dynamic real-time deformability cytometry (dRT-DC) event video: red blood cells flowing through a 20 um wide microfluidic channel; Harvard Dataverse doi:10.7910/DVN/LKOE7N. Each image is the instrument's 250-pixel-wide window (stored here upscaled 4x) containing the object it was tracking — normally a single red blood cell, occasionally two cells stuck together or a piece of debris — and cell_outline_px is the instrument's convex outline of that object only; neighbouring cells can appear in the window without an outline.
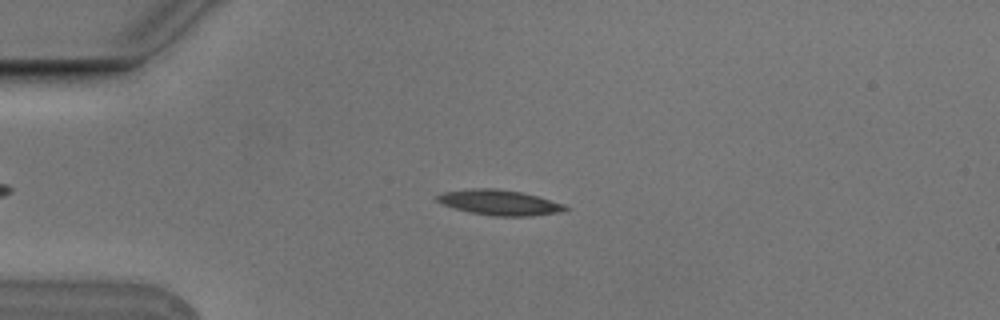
{"species": "Egyptian fruit bat (a non-hibernating species)", "species_latin": "Rousettus aegyptiacus", "temperature_condition": "cold", "stored_images_in_passage": 11, "camera_frame_rate_fps": 3000, "um_per_image_px": 0.085, "animal": {"sex": "male"}, "frame": {"image": 1, "passage_image": 4, "time_ms": 1.0, "image_size_px": [1000, 320], "cell_outline_px": [[568, 208], [564, 212], [532, 216], [492, 216], [472, 212], [456, 208], [444, 204], [436, 200], [436, 196], [444, 192], [472, 188], [496, 188], [520, 192], [536, 196], [564, 204]], "centroid_in_image_um": [42.49, 17.22], "position_along_channel_um": 42.5, "area_um2": 18.67}}
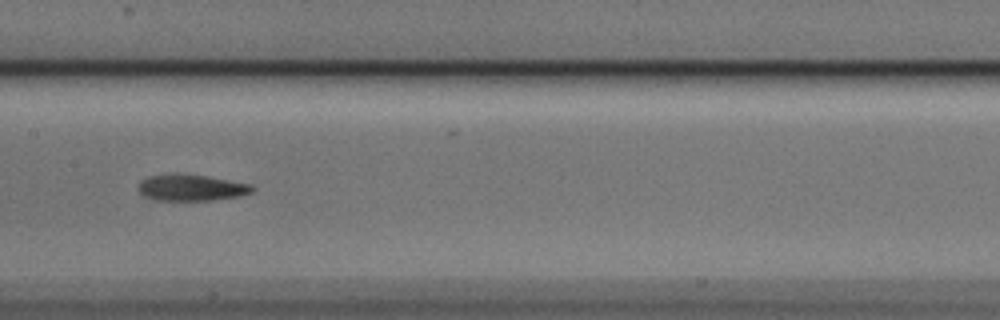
{"frame": {"image": 2, "passage_image": 8, "time_ms": 2.333, "image_size_px": [1000, 320], "cell_outline_px": [[256, 188], [252, 192], [240, 196], [212, 200], [156, 200], [140, 192], [136, 188], [140, 180], [148, 176], [180, 172], [208, 176], [252, 184]], "centroid_in_image_um": [16.27, 15.92], "position_along_channel_um": 191.1, "area_um2": 17.8}}
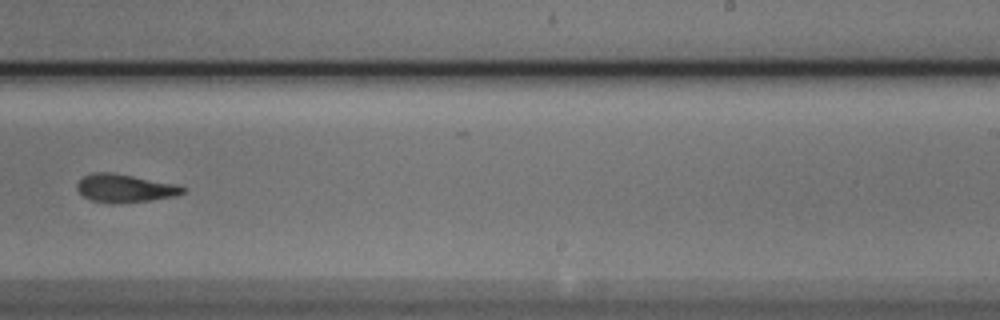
{"frame": {"image": 3, "passage_image": 10, "time_ms": 3.0, "image_size_px": [1000, 320], "cell_outline_px": [[188, 188], [184, 192], [176, 196], [152, 200], [116, 204], [112, 204], [92, 200], [84, 196], [76, 188], [76, 184], [84, 176], [92, 172], [112, 172], [180, 184]], "centroid_in_image_um": [10.67, 16.0], "position_along_channel_um": 278.3, "area_um2": 17.69}}